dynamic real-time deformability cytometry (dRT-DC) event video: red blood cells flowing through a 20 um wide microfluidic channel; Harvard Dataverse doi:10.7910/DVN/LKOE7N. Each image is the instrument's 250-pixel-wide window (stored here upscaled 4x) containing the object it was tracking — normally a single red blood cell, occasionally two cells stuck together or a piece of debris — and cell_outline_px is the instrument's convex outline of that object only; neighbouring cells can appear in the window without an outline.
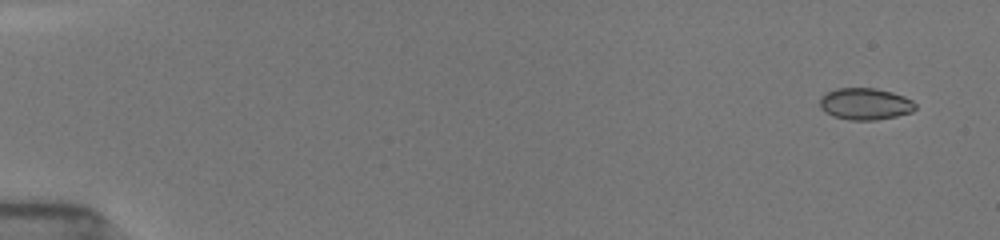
{"species": "common noctule bat (a hibernating species)", "species_latin": "Nyctalus noctula", "temperature_condition": "room temperature", "stored_images_in_passage": 51, "camera_frame_rate_fps": 3000, "um_per_image_px": 0.085, "animal": {"sex": "female", "body_mass_g": 19.5, "forearm_length_mm": 54.1}, "frame": {"image": 1, "passage_image": 1, "time_ms": 0.0, "image_size_px": [1000, 240], "cell_outline_px": [[916, 108], [912, 112], [896, 116], [876, 120], [852, 120], [832, 116], [820, 108], [820, 96], [836, 88], [876, 88], [892, 92], [904, 96], [912, 100], [916, 104]], "centroid_in_image_um": [73.54, 8.83], "position_along_channel_um": 11.5, "area_um2": 17.74}}
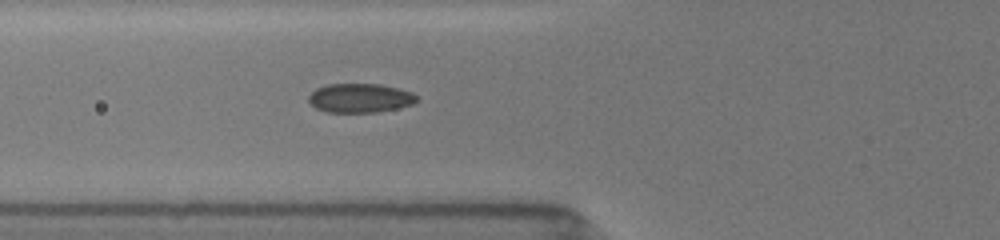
{"frame": {"image": 2, "passage_image": 19, "time_ms": 6.0, "image_size_px": [1000, 240], "cell_outline_px": [[416, 100], [412, 104], [396, 108], [376, 112], [324, 112], [316, 108], [308, 100], [308, 96], [316, 88], [328, 84], [380, 84], [400, 88], [412, 92], [416, 96]], "centroid_in_image_um": [30.58, 8.32], "position_along_channel_um": 95.2, "area_um2": 18.26}}
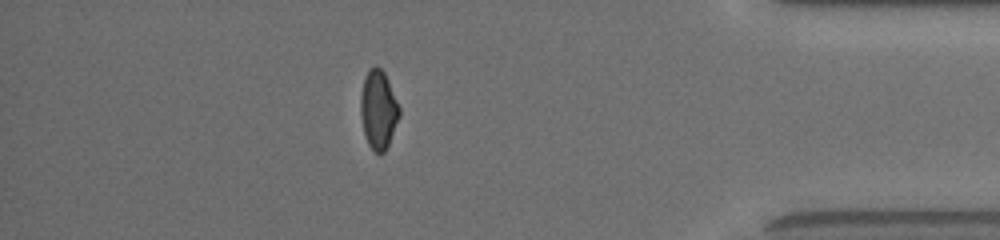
{"frame": {"image": 3, "passage_image": 45, "time_ms": 14.667, "image_size_px": [1000, 240], "cell_outline_px": [[400, 116], [388, 144], [384, 152], [380, 156], [368, 144], [364, 132], [360, 112], [360, 96], [364, 80], [368, 72], [376, 64], [384, 72], [388, 80], [400, 108]], "centroid_in_image_um": [32.17, 9.33], "position_along_channel_um": 403.0, "area_um2": 17.57}, "authors_computed_cell_mechanics": {"area_um2": 18.0914, "velocity_mm_per_s": 3.9304, "shape_relaxation_time_tau1_ms": 5.3207, "shape_relaxation_time_tau2_ms": 1.1879, "deformation_change_tau1": 0.1228, "deformation_change_tau2": 0.0411}}